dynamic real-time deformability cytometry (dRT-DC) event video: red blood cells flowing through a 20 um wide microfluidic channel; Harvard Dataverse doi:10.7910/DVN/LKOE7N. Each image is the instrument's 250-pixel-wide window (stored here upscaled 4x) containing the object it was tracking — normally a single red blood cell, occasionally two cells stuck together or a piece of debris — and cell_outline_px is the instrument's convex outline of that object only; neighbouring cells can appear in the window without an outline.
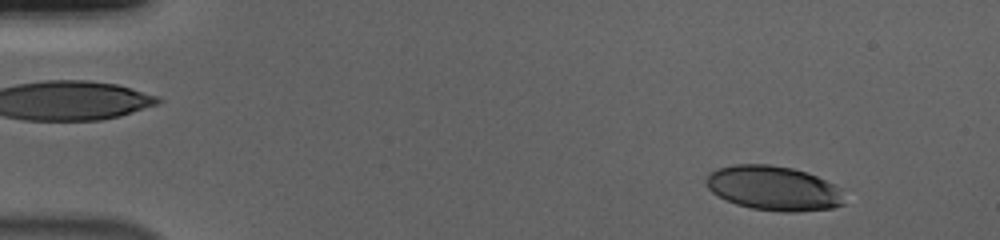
{"species": "human", "species_latin": "Homo sapiens", "temperature_condition": "cold", "stored_images_in_passage": 55, "camera_frame_rate_fps": 3000, "um_per_image_px": 0.085, "donor": {"sex": "male"}, "frame": {"image": 1, "passage_image": 5, "time_ms": 1.333, "image_size_px": [1000, 240], "cell_outline_px": [[844, 204], [832, 208], [796, 212], [784, 212], [752, 208], [736, 204], [712, 192], [708, 188], [704, 180], [712, 172], [720, 168], [736, 164], [768, 164], [792, 168], [808, 172], [840, 188]], "centroid_in_image_um": [65.76, 16.0], "position_along_channel_um": 19.2, "area_um2": 35.55}}
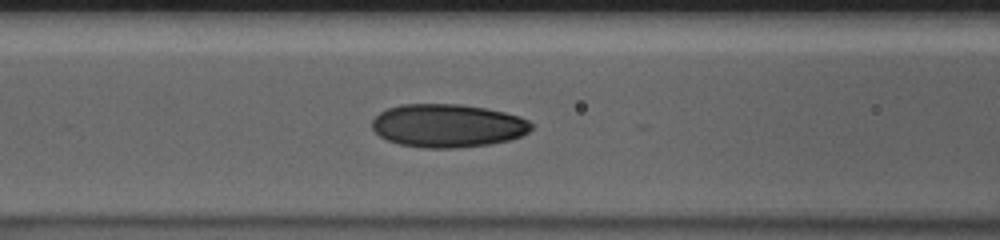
{"frame": {"image": 2, "passage_image": 23, "time_ms": 7.333, "image_size_px": [1000, 240], "cell_outline_px": [[532, 128], [528, 132], [520, 136], [508, 140], [488, 144], [456, 148], [424, 148], [400, 144], [388, 140], [380, 136], [372, 128], [372, 120], [380, 112], [388, 108], [400, 104], [460, 104], [484, 108], [504, 112], [520, 116], [528, 120], [532, 124]], "centroid_in_image_um": [38.04, 10.68], "position_along_channel_um": 128.6, "area_um2": 40.06}}
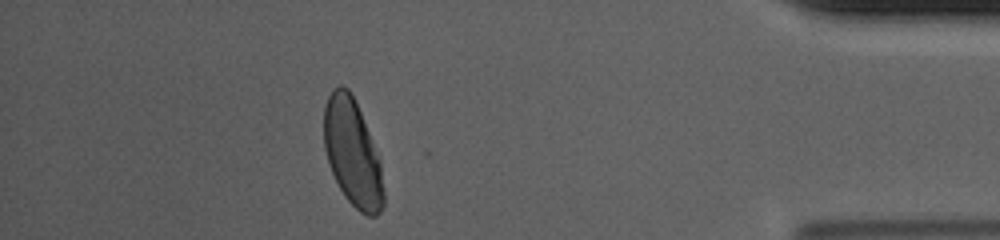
{"frame": {"image": 3, "passage_image": 49, "time_ms": 16.0, "image_size_px": [1000, 240], "cell_outline_px": [[384, 204], [380, 212], [376, 216], [368, 216], [360, 212], [344, 196], [332, 172], [324, 148], [324, 104], [332, 88], [340, 84], [348, 88], [360, 112], [380, 156], [384, 192]], "centroid_in_image_um": [29.97, 12.99], "position_along_channel_um": 405.2, "area_um2": 37.28}, "authors_computed_cell_mechanics": {"area_um2": 37.9746, "velocity_mm_per_s": 3.684, "shape_relaxation_time_tau1_ms": 4.6645, "shape_relaxation_time_tau2_ms": 0.9823, "deformation_change_tau1": 0.1622, "deformation_change_tau2": 0.0498}}